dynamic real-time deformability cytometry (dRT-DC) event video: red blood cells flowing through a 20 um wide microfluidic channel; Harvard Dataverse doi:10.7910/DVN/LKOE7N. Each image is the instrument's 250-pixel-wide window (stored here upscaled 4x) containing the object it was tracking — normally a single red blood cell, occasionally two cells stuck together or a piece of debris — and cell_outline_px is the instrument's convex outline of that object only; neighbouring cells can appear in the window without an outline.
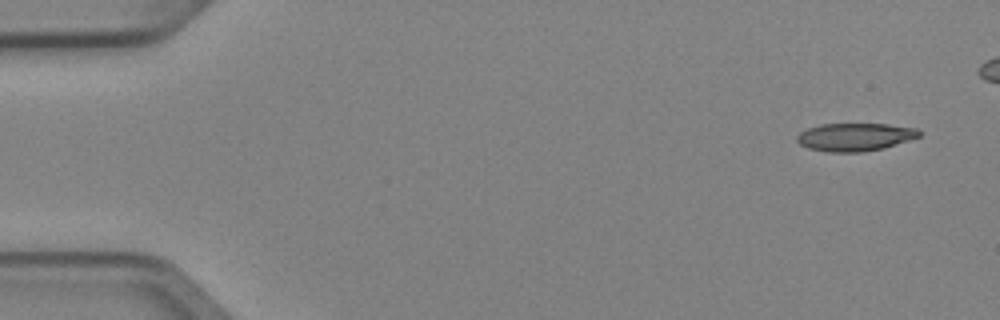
{"species": "Egyptian fruit bat (a non-hibernating species)", "species_latin": "Rousettus aegyptiacus", "temperature_condition": "cold", "stored_images_in_passage": 5, "camera_frame_rate_fps": 3000, "um_per_image_px": 0.085, "animal": {"sex": "female"}, "frame": {"image": 1, "passage_image": 1, "time_ms": 0.0, "image_size_px": [1000, 320], "cell_outline_px": [[920, 136], [884, 148], [860, 152], [828, 152], [808, 148], [800, 144], [796, 140], [796, 136], [800, 132], [808, 128], [820, 124], [888, 124], [916, 128], [920, 132]], "centroid_in_image_um": [72.64, 11.64], "position_along_channel_um": 12.4, "area_um2": 19.83}}
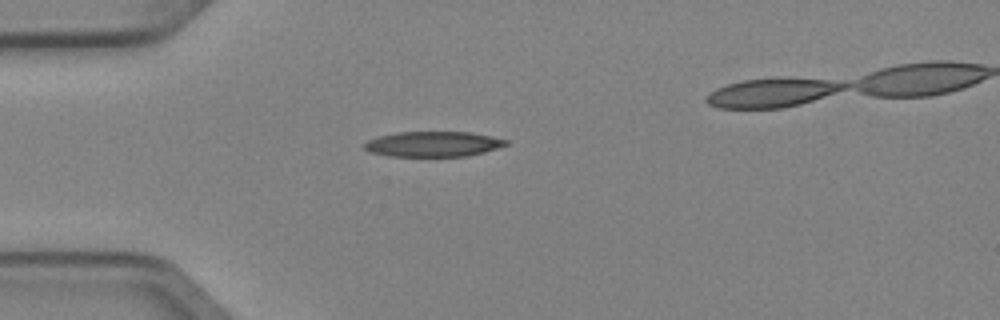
{"frame": {"image": 2, "passage_image": 4, "time_ms": 1.0, "image_size_px": [1000, 320], "cell_outline_px": [[508, 144], [484, 152], [468, 156], [388, 156], [368, 152], [364, 148], [364, 144], [368, 140], [376, 136], [396, 132], [472, 132], [492, 136], [508, 140]], "centroid_in_image_um": [36.79, 12.24], "position_along_channel_um": 48.2, "area_um2": 20.98}}